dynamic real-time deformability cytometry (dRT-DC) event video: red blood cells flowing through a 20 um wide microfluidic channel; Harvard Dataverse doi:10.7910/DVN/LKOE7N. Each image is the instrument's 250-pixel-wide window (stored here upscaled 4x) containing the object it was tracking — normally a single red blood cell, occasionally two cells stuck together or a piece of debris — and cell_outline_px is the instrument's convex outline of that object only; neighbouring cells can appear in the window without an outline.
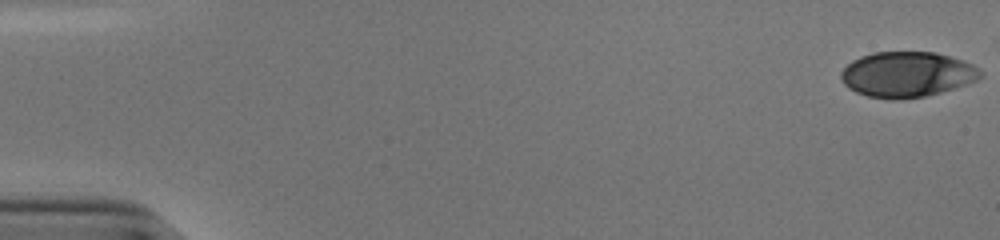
{"species": "human", "species_latin": "Homo sapiens", "temperature_condition": "cold", "stored_images_in_passage": 48, "camera_frame_rate_fps": 3000, "um_per_image_px": 0.085, "donor": {"sex": "male"}, "frame": {"image": 1, "passage_image": 1, "time_ms": 0.0, "image_size_px": [1000, 240], "cell_outline_px": [[984, 76], [968, 84], [940, 92], [924, 96], [892, 100], [868, 96], [856, 92], [848, 88], [840, 80], [840, 72], [852, 60], [860, 56], [872, 52], [936, 52], [972, 64], [980, 68]], "centroid_in_image_um": [77.08, 6.32], "position_along_channel_um": 7.9, "area_um2": 36.99}}
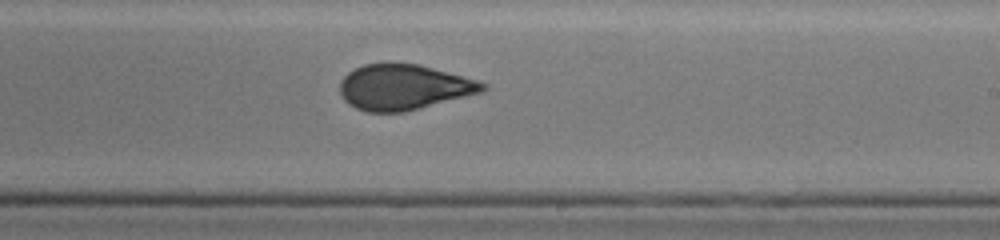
{"frame": {"image": 2, "passage_image": 33, "time_ms": 10.667, "image_size_px": [1000, 240], "cell_outline_px": [[488, 88], [484, 92], [404, 112], [368, 112], [356, 108], [348, 104], [344, 100], [340, 92], [340, 80], [348, 72], [364, 64], [416, 64], [432, 68], [476, 80], [488, 84]], "centroid_in_image_um": [34.32, 7.43], "position_along_channel_um": 254.7, "area_um2": 37.51}}
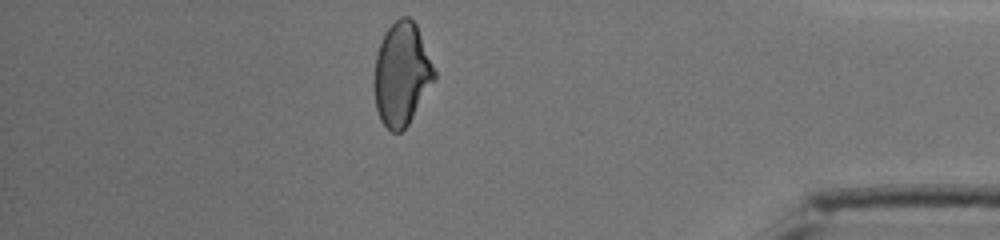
{"frame": {"image": 3, "passage_image": 47, "time_ms": 15.333, "image_size_px": [1000, 240], "cell_outline_px": [[436, 80], [408, 124], [400, 132], [392, 132], [380, 120], [376, 108], [372, 84], [376, 56], [380, 44], [388, 28], [400, 16], [408, 16], [416, 24], [436, 72]], "centroid_in_image_um": [34.13, 6.32], "position_along_channel_um": 401.1, "area_um2": 36.18}}